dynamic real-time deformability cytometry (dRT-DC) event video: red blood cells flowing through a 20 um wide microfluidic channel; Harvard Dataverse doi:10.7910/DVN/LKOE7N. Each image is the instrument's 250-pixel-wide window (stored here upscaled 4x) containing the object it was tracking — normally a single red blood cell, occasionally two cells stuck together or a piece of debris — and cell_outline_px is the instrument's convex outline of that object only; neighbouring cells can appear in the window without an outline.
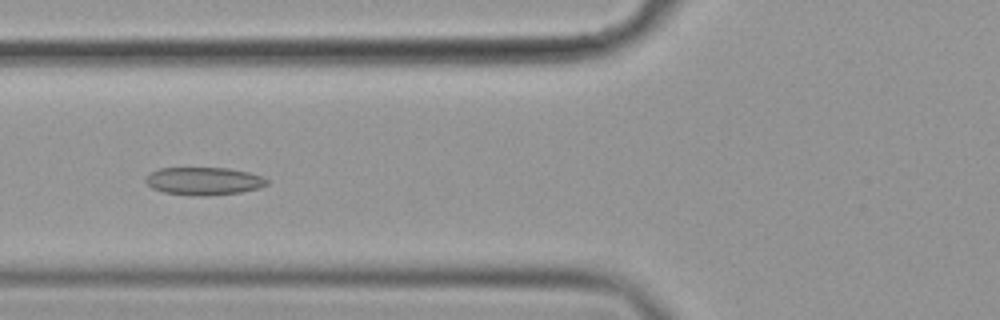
{"species": "common noctule bat (a hibernating species)", "species_latin": "Nyctalus noctula", "temperature_condition": "cold", "stored_images_in_passage": 57, "camera_frame_rate_fps": 3000, "um_per_image_px": 0.085, "animal": {"sex": "female", "body_mass_g": 19.9}, "frame": {"image": 1, "passage_image": 23, "time_ms": 7.333, "image_size_px": [1000, 320], "cell_outline_px": [[268, 184], [260, 188], [240, 192], [208, 196], [192, 196], [164, 192], [152, 188], [144, 180], [152, 172], [160, 168], [228, 168], [248, 172], [264, 176], [268, 180]], "centroid_in_image_um": [17.36, 15.4], "position_along_channel_um": 108.4, "area_um2": 19.71}}
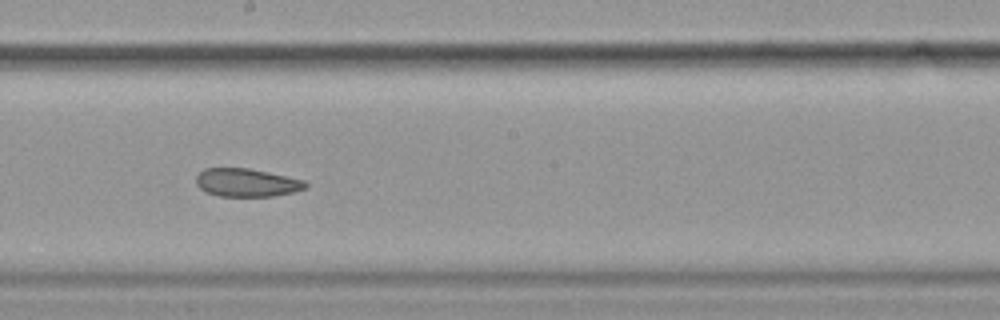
{"frame": {"image": 2, "passage_image": 33, "time_ms": 10.667, "image_size_px": [1000, 320], "cell_outline_px": [[308, 188], [292, 192], [272, 196], [220, 196], [204, 192], [196, 184], [196, 176], [204, 168], [248, 168], [268, 172], [304, 180], [308, 184]], "centroid_in_image_um": [20.95, 15.52], "position_along_channel_um": 227.2, "area_um2": 17.98}}
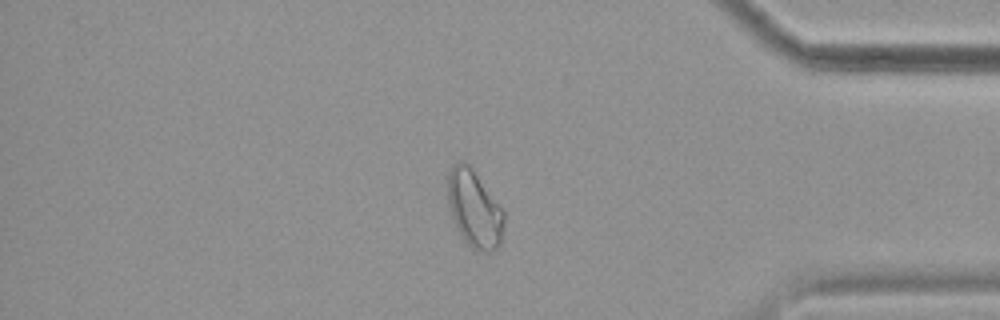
{"frame": {"image": 3, "passage_image": 49, "time_ms": 16.0, "image_size_px": [1000, 320], "cell_outline_px": [[504, 224], [500, 244], [496, 248], [488, 252], [480, 252], [472, 248], [464, 240], [452, 216], [448, 204], [448, 172], [452, 164], [460, 160], [464, 160], [472, 168], [504, 208]], "centroid_in_image_um": [40.34, 17.72], "position_along_channel_um": 394.9, "area_um2": 25.49}, "authors_computed_cell_mechanics": {"area_um2": 22.1374, "velocity_mm_per_s": 3.5694, "shape_relaxation_time_tau1_ms": null, "shape_relaxation_time_tau2_ms": 4.2653, "deformation_change_tau1": null, "deformation_change_tau2": 0.0785}}